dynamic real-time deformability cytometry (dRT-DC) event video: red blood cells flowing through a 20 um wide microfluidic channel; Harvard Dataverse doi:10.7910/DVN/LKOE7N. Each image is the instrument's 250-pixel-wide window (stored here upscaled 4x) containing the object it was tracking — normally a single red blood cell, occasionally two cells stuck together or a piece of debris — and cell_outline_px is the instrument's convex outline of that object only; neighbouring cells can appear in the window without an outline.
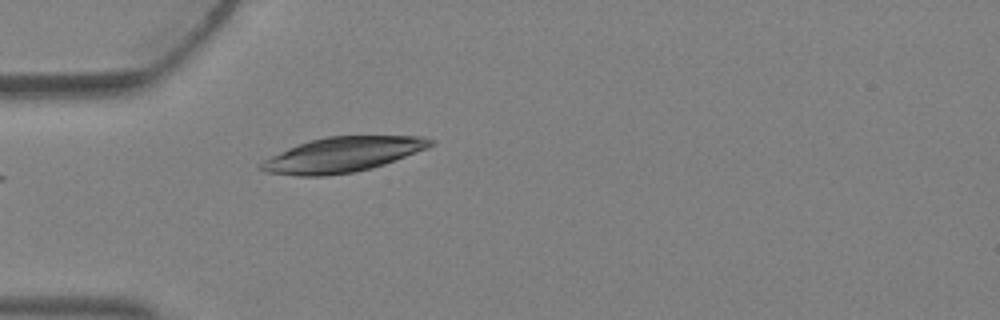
{"species": "Egyptian fruit bat (a non-hibernating species)", "species_latin": "Rousettus aegyptiacus", "temperature_condition": "warm", "stored_images_in_passage": 1, "camera_frame_rate_fps": 3000, "um_per_image_px": 0.085, "animal": {"sex": "female"}, "frame": {"image": 1, "passage_image": 1, "time_ms": 0.0, "image_size_px": [1000, 320], "cell_outline_px": [[436, 144], [428, 148], [384, 164], [372, 168], [352, 172], [324, 176], [296, 176], [264, 172], [256, 168], [264, 160], [288, 148], [312, 140], [328, 136], [420, 136], [436, 140]], "centroid_in_image_um": [29.13, 13.15], "position_along_channel_um": 55.9, "area_um2": 34.39}}